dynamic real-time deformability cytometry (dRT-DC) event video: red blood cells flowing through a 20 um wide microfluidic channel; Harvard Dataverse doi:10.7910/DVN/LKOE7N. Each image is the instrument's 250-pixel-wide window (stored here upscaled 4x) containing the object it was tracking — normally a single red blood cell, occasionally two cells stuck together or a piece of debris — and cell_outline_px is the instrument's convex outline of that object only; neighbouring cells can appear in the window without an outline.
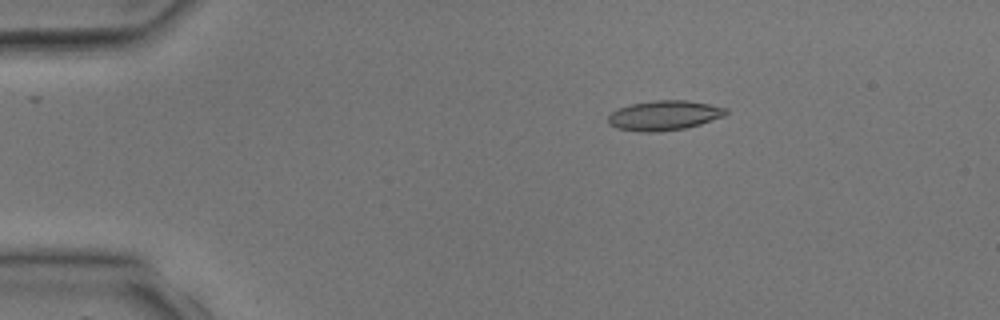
{"species": "common noctule bat (a hibernating species)", "species_latin": "Nyctalus noctula", "temperature_condition": "room temperature", "stored_images_in_passage": 3, "camera_frame_rate_fps": 3000, "um_per_image_px": 0.085, "animal": {"sex": "male", "body_mass_g": 17.9, "forearm_length_mm": 54.2}, "frame": {"image": 1, "passage_image": 2, "time_ms": 1.333, "image_size_px": [1000, 320], "cell_outline_px": [[728, 112], [724, 116], [700, 124], [684, 128], [656, 132], [640, 132], [616, 128], [608, 124], [608, 116], [616, 108], [628, 104], [652, 100], [688, 100], [728, 108]], "centroid_in_image_um": [56.41, 9.8], "position_along_channel_um": 28.6, "area_um2": 20.63}}